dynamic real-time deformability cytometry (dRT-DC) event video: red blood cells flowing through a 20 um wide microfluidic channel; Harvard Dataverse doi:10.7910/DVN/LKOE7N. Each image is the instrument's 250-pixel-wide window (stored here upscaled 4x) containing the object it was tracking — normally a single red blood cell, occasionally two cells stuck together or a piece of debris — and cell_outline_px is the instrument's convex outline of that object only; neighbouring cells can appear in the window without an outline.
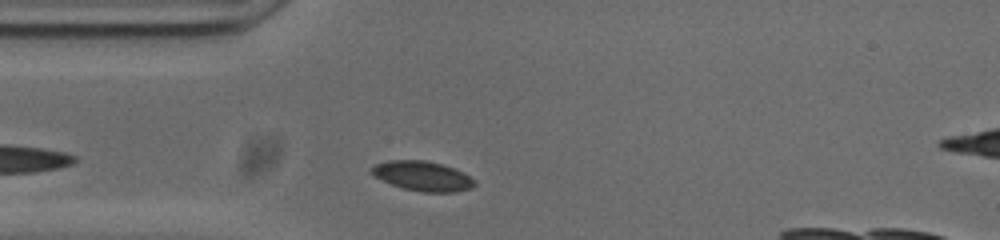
{"species": "common noctule bat (a hibernating species)", "species_latin": "Nyctalus noctula", "temperature_condition": "cold", "stored_images_in_passage": 27, "camera_frame_rate_fps": 3000, "um_per_image_px": 0.085, "animal": {"sex": "male", "body_mass_g": 20.0, "forearm_length_mm": 53.3}, "frame": {"image": 1, "passage_image": 2, "time_ms": 0.333, "image_size_px": [1000, 240], "cell_outline_px": [[476, 184], [472, 188], [456, 192], [424, 192], [404, 188], [392, 184], [368, 172], [368, 168], [376, 164], [388, 160], [424, 160], [444, 164], [456, 168], [464, 172], [476, 180]], "centroid_in_image_um": [35.96, 14.95], "position_along_channel_um": 49.0, "area_um2": 18.03}}
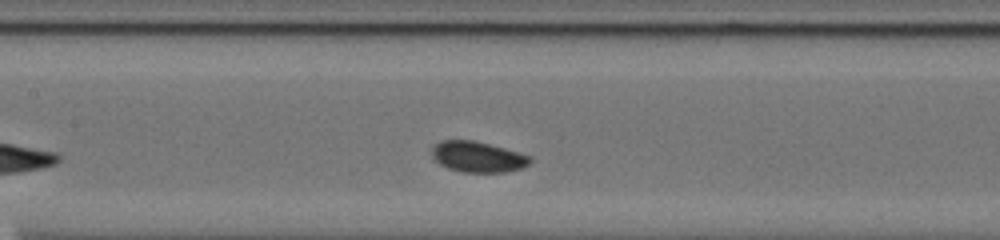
{"frame": {"image": 2, "passage_image": 12, "time_ms": 3.667, "image_size_px": [1000, 240], "cell_outline_px": [[532, 164], [520, 168], [504, 172], [460, 172], [448, 168], [440, 164], [432, 156], [432, 148], [440, 140], [472, 140], [504, 148], [532, 156]], "centroid_in_image_um": [40.63, 13.33], "position_along_channel_um": 166.8, "area_um2": 17.57}}
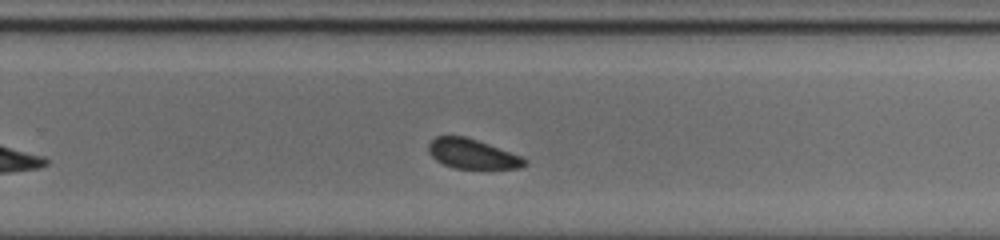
{"frame": {"image": 3, "passage_image": 22, "time_ms": 7.0, "image_size_px": [1000, 240], "cell_outline_px": [[528, 164], [520, 168], [452, 168], [436, 160], [428, 152], [428, 144], [436, 136], [464, 136], [524, 156], [528, 160]], "centroid_in_image_um": [40.18, 13.08], "position_along_channel_um": 289.6, "area_um2": 16.65}, "authors_computed_cell_mechanics": {"area_um2": 17.5712, "velocity_mm_per_s": 3.6931, "shape_relaxation_time_tau1_ms": 6.0149, "shape_relaxation_time_tau2_ms": null, "deformation_change_tau1": 0.1113, "deformation_change_tau2": null}}